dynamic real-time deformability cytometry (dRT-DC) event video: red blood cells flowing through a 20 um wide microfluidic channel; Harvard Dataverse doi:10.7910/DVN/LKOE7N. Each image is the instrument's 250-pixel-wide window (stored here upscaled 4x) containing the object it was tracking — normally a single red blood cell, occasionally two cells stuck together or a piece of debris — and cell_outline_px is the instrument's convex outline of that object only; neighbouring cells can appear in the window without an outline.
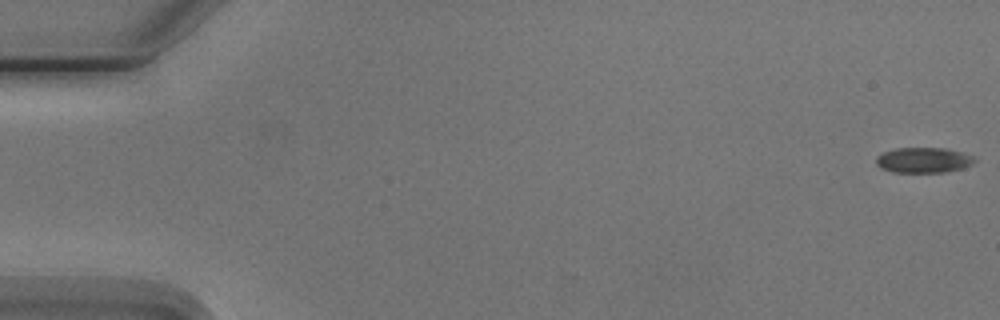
{"species": "Egyptian fruit bat (a non-hibernating species)", "species_latin": "Rousettus aegyptiacus", "temperature_condition": "cold", "stored_images_in_passage": 7, "camera_frame_rate_fps": 3000, "um_per_image_px": 0.085, "animal": {"sex": "male"}, "frame": {"image": 1, "passage_image": 1, "time_ms": 0.0, "image_size_px": [1000, 320], "cell_outline_px": [[976, 160], [972, 164], [964, 168], [948, 172], [892, 172], [880, 168], [876, 164], [876, 156], [884, 152], [896, 148], [944, 148], [976, 156]], "centroid_in_image_um": [78.51, 13.62], "position_along_channel_um": 6.5, "area_um2": 14.68}}
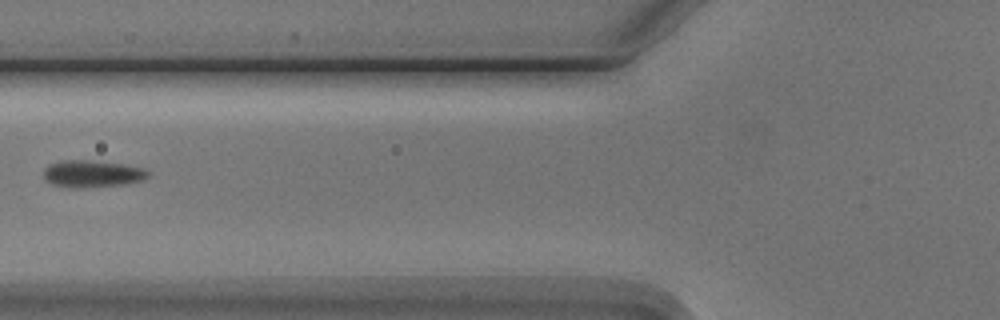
{"frame": {"image": 2, "passage_image": 6, "time_ms": 7.0, "image_size_px": [1000, 320], "cell_outline_px": [[148, 176], [144, 180], [124, 184], [80, 188], [72, 188], [52, 184], [44, 180], [44, 168], [48, 164], [64, 160], [88, 160], [124, 164], [144, 168], [148, 172]], "centroid_in_image_um": [7.81, 14.77], "position_along_channel_um": 118.0, "area_um2": 16.53}}
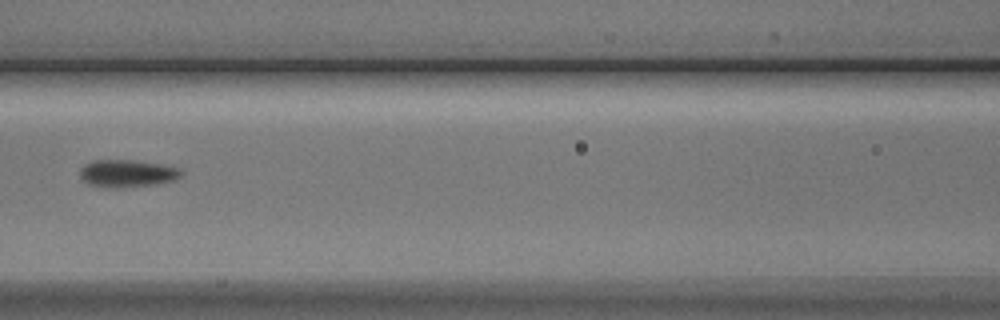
{"frame": {"image": 3, "passage_image": 7, "time_ms": 8.0, "image_size_px": [1000, 320], "cell_outline_px": [[184, 172], [180, 176], [172, 180], [156, 184], [116, 188], [104, 188], [88, 184], [80, 176], [80, 168], [84, 164], [92, 160], [132, 160], [160, 164], [180, 168]], "centroid_in_image_um": [10.77, 14.74], "position_along_channel_um": 155.8, "area_um2": 16.24}}